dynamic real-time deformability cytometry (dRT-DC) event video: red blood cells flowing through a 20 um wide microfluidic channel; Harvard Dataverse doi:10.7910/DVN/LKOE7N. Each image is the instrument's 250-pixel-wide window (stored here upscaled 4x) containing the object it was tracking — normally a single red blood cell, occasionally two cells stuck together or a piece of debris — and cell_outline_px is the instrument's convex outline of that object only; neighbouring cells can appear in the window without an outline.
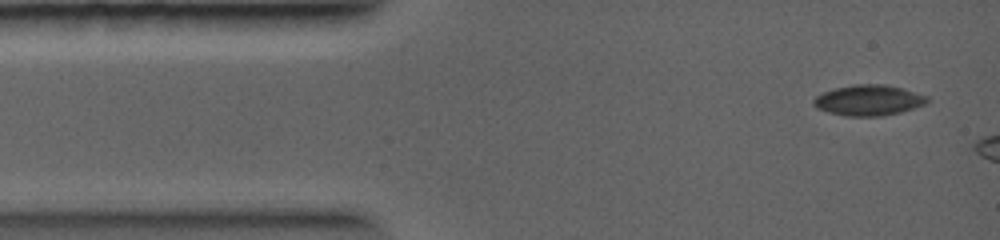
{"species": "common noctule bat (a hibernating species)", "species_latin": "Nyctalus noctula", "temperature_condition": "warm", "stored_images_in_passage": 3, "camera_frame_rate_fps": 5000, "um_per_image_px": 0.085, "animal": {"sex": "female", "body_mass_g": 19.0, "forearm_length_mm": 56.7}, "frame": {"image": 1, "passage_image": 1, "time_ms": 0.0, "image_size_px": [1000, 240], "cell_outline_px": [[928, 100], [924, 104], [900, 112], [880, 116], [844, 116], [828, 112], [816, 108], [812, 104], [812, 100], [816, 96], [832, 88], [852, 84], [884, 84], [904, 88], [928, 96]], "centroid_in_image_um": [73.79, 8.51], "position_along_channel_um": 11.2, "area_um2": 20.4}}